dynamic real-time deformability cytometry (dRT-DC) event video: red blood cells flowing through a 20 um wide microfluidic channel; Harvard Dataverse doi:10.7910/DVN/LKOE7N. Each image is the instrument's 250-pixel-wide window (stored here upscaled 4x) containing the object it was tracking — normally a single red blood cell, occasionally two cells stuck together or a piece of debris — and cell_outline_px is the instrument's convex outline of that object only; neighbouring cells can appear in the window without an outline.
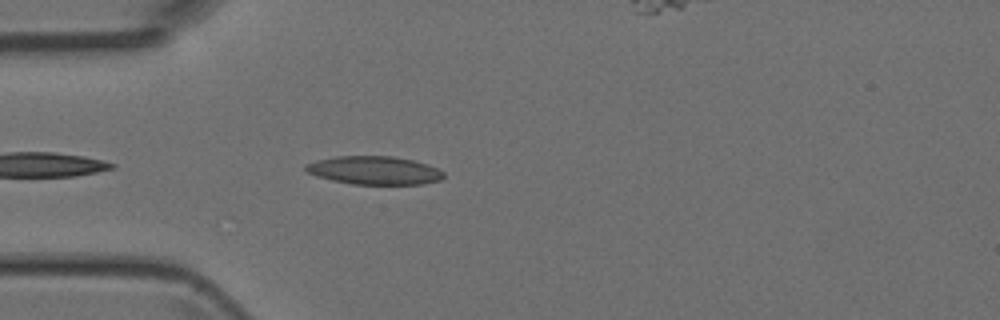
{"species": "Egyptian fruit bat (a non-hibernating species)", "species_latin": "Rousettus aegyptiacus", "temperature_condition": "room temperature", "stored_images_in_passage": 14, "camera_frame_rate_fps": 3000, "um_per_image_px": 0.085, "animal": {"sex": "female"}, "frame": {"image": 1, "passage_image": 3, "time_ms": 0.667, "image_size_px": [1000, 320], "cell_outline_px": [[444, 176], [440, 180], [424, 184], [352, 184], [332, 180], [316, 176], [308, 172], [304, 168], [304, 164], [316, 160], [336, 156], [392, 156], [412, 160], [428, 164], [444, 172]], "centroid_in_image_um": [31.8, 14.48], "position_along_channel_um": 53.2, "area_um2": 22.77}}
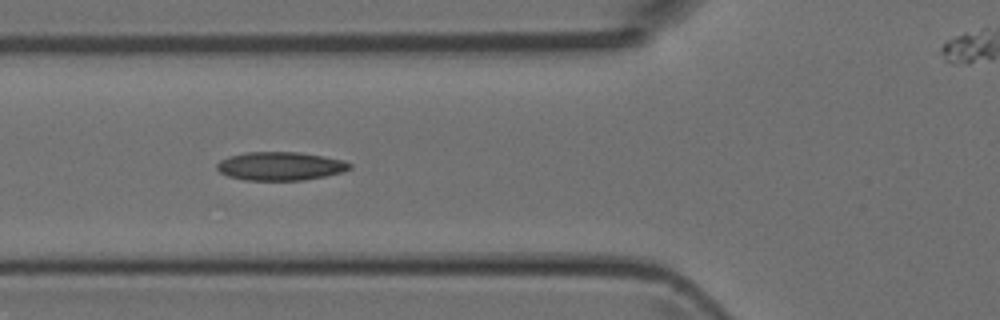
{"frame": {"image": 2, "passage_image": 7, "time_ms": 2.0, "image_size_px": [1000, 320], "cell_outline_px": [[352, 168], [344, 172], [304, 180], [244, 180], [228, 176], [220, 172], [216, 168], [216, 164], [220, 160], [228, 156], [244, 152], [300, 152], [324, 156], [344, 160], [352, 164]], "centroid_in_image_um": [23.83, 14.11], "position_along_channel_um": 102.0, "area_um2": 22.25}}
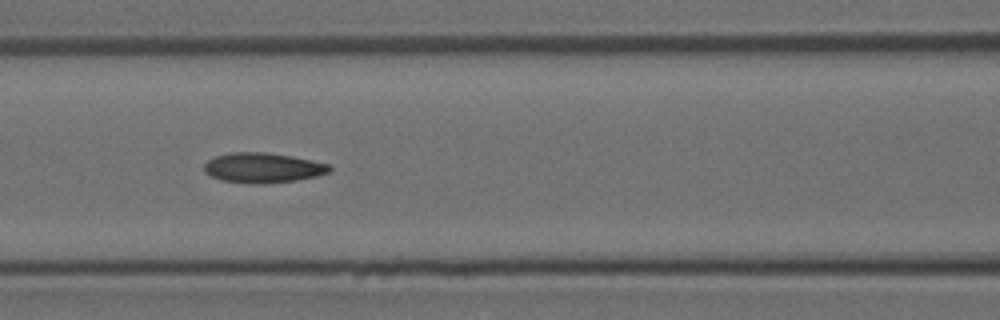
{"frame": {"image": 3, "passage_image": 10, "time_ms": 3.0, "image_size_px": [1000, 320], "cell_outline_px": [[332, 172], [316, 176], [296, 180], [264, 184], [252, 184], [220, 180], [204, 172], [204, 164], [208, 160], [216, 156], [232, 152], [264, 152], [292, 156], [312, 160], [328, 164], [332, 168]], "centroid_in_image_um": [22.35, 14.27], "position_along_channel_um": 144.2, "area_um2": 22.02}}